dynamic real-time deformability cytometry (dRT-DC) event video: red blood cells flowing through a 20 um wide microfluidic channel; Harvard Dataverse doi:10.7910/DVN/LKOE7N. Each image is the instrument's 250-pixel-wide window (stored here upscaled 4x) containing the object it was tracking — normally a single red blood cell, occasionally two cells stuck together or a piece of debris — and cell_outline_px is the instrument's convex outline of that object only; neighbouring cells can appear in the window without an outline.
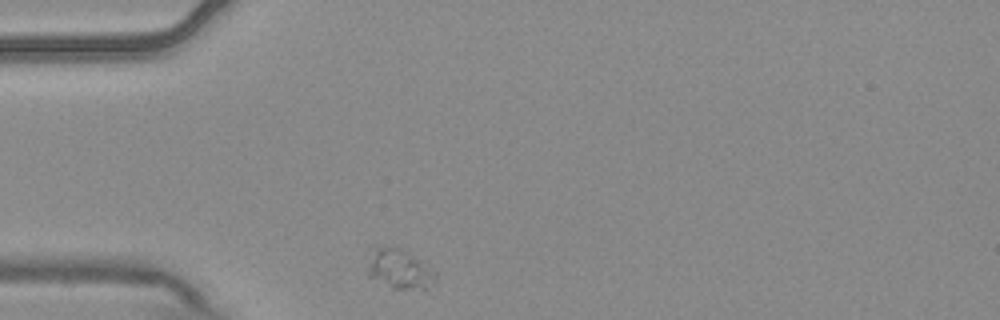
{"species": "common noctule bat (a hibernating species)", "species_latin": "Nyctalus noctula", "temperature_condition": "warm", "stored_images_in_passage": 1, "camera_frame_rate_fps": 3000, "um_per_image_px": 0.085, "animal": {"sex": "male", "body_mass_g": 20.4}, "frame": {"image": 1, "passage_image": 1, "time_ms": 0.0, "image_size_px": [1000, 320], "cell_outline_px": [[436, 276], [424, 292], [392, 288], [368, 276], [368, 272], [372, 244], [400, 248], [420, 260], [436, 272]], "centroid_in_image_um": [33.94, 22.88], "position_along_channel_um": 51.1, "area_um2": 15.9}}